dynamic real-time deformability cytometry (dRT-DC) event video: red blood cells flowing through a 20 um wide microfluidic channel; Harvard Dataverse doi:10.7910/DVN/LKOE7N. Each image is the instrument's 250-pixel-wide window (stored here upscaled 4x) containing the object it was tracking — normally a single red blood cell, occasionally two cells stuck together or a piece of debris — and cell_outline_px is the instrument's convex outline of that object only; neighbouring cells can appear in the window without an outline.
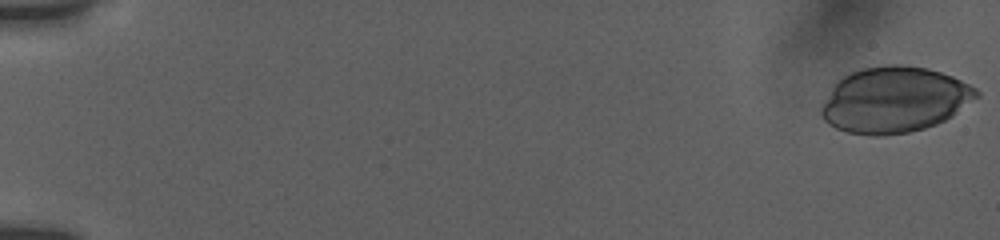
{"species": "human", "species_latin": "Homo sapiens", "temperature_condition": "room temperature", "stored_images_in_passage": 54, "camera_frame_rate_fps": 3000, "um_per_image_px": 0.085, "donor": {"sex": "female"}, "frame": {"image": 1, "passage_image": 1, "time_ms": 0.0, "image_size_px": [1000, 240], "cell_outline_px": [[980, 96], [952, 116], [936, 124], [924, 128], [908, 132], [884, 136], [868, 136], [848, 132], [836, 128], [828, 124], [824, 120], [820, 112], [820, 108], [832, 88], [844, 76], [852, 72], [864, 68], [892, 64], [896, 64], [928, 68], [952, 76], [976, 88], [980, 92]], "centroid_in_image_um": [76.04, 8.5], "position_along_channel_um": 9.0, "area_um2": 59.3}}
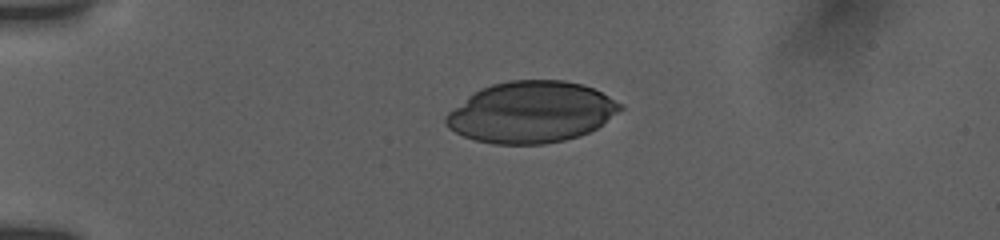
{"frame": {"image": 2, "passage_image": 14, "time_ms": 4.333, "image_size_px": [1000, 240], "cell_outline_px": [[624, 108], [596, 128], [580, 136], [564, 140], [544, 144], [492, 144], [476, 140], [464, 136], [448, 128], [444, 124], [444, 116], [448, 112], [476, 92], [492, 84], [508, 80], [564, 80], [584, 84], [624, 104]], "centroid_in_image_um": [45.17, 9.54], "position_along_channel_um": 39.8, "area_um2": 62.02}}